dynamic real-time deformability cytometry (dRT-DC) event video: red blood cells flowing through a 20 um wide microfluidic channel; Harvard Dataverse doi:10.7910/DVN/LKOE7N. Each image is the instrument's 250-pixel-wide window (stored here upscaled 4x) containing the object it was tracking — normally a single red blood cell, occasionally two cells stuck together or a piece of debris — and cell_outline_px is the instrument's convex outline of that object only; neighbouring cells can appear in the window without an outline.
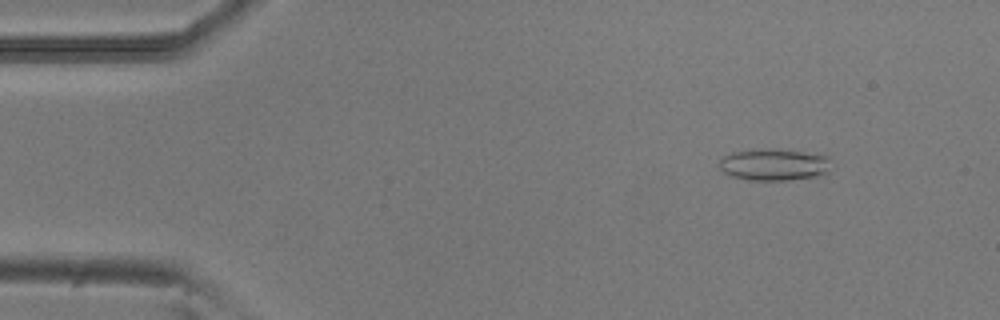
{"species": "common noctule bat (a hibernating species)", "species_latin": "Nyctalus noctula", "temperature_condition": "room temperature", "stored_images_in_passage": 5, "camera_frame_rate_fps": 3000, "um_per_image_px": 0.085, "animal": {"sex": "male", "body_mass_g": 20.5, "forearm_length_mm": 52.5}, "frame": {"image": 1, "passage_image": 1, "time_ms": 0.0, "image_size_px": [1000, 320], "cell_outline_px": [[828, 172], [824, 176], [788, 180], [748, 180], [732, 176], [724, 172], [720, 168], [720, 160], [724, 156], [732, 152], [748, 148], [768, 148], [804, 152], [828, 156]], "centroid_in_image_um": [65.77, 13.99], "position_along_channel_um": 19.2, "area_um2": 20.98}}
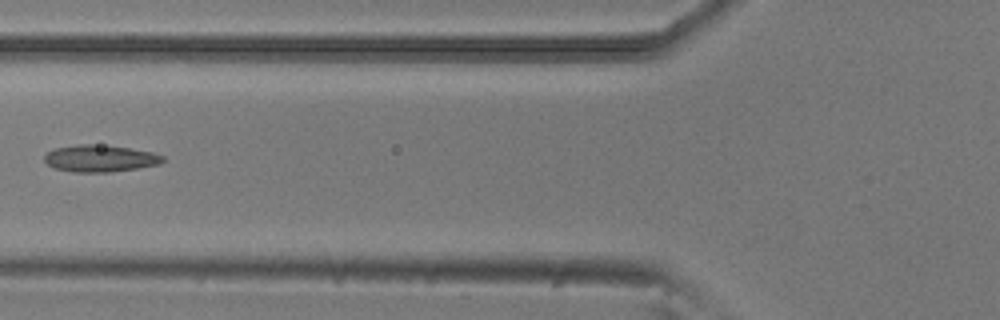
{"frame": {"image": 2, "passage_image": 5, "time_ms": 1.333, "image_size_px": [1000, 320], "cell_outline_px": [[164, 160], [160, 164], [112, 172], [72, 172], [56, 168], [48, 164], [44, 160], [44, 156], [52, 148], [76, 144], [92, 144], [128, 148], [152, 152], [164, 156]], "centroid_in_image_um": [8.48, 13.46], "position_along_channel_um": 117.3, "area_um2": 18.5}}